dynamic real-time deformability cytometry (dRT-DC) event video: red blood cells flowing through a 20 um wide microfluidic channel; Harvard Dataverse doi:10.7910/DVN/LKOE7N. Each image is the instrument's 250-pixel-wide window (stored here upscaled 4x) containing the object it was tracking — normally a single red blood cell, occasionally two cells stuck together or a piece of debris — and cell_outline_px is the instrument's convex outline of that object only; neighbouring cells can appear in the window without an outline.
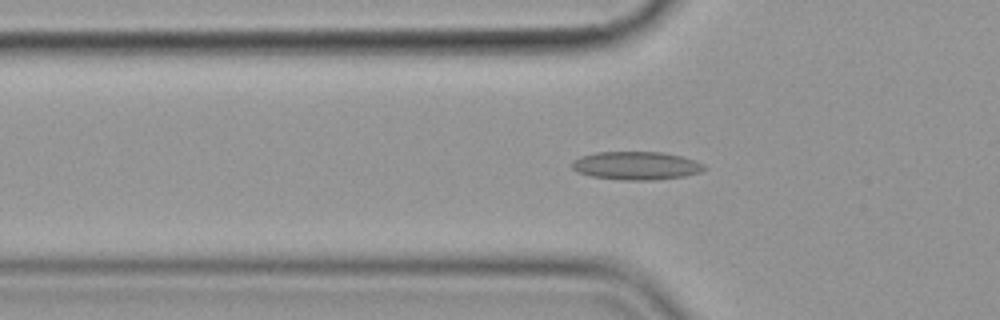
{"species": "common noctule bat (a hibernating species)", "species_latin": "Nyctalus noctula", "temperature_condition": "cold", "stored_images_in_passage": 52, "camera_frame_rate_fps": 3000, "um_per_image_px": 0.085, "animal": {"sex": "female", "body_mass_g": 19.9}, "frame": {"image": 1, "passage_image": 19, "time_ms": 6.0, "image_size_px": [1000, 320], "cell_outline_px": [[708, 168], [700, 172], [684, 176], [656, 180], [624, 180], [592, 176], [576, 172], [572, 168], [572, 160], [580, 156], [596, 152], [660, 152], [680, 156], [696, 160], [704, 164]], "centroid_in_image_um": [54.08, 14.08], "position_along_channel_um": 71.7, "area_um2": 21.85}}
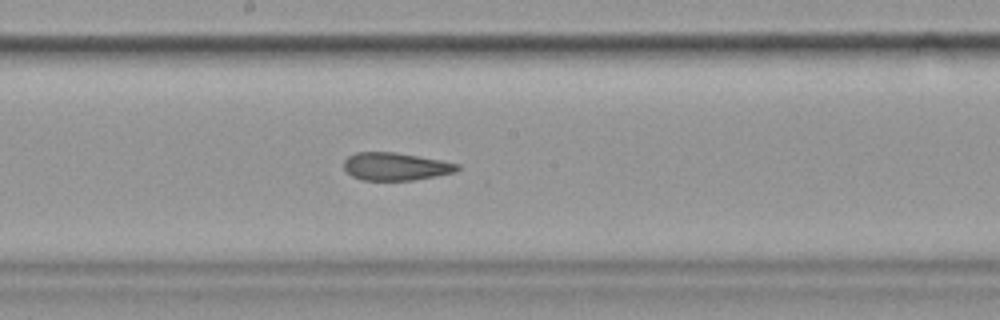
{"frame": {"image": 2, "passage_image": 31, "time_ms": 10.0, "image_size_px": [1000, 320], "cell_outline_px": [[460, 168], [456, 172], [436, 176], [412, 180], [364, 180], [352, 176], [344, 168], [344, 160], [348, 156], [356, 152], [396, 152], [440, 160], [460, 164]], "centroid_in_image_um": [33.63, 14.15], "position_along_channel_um": 214.6, "area_um2": 18.32}}
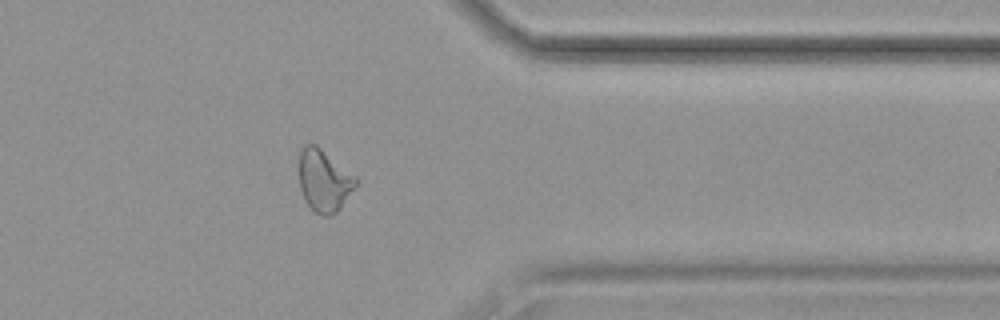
{"frame": {"image": 3, "passage_image": 46, "time_ms": 15.0, "image_size_px": [1000, 320], "cell_outline_px": [[356, 184], [340, 208], [332, 216], [324, 216], [316, 212], [308, 204], [300, 188], [300, 152], [304, 144], [316, 144], [356, 176]], "centroid_in_image_um": [27.54, 15.33], "position_along_channel_um": 383.9, "area_um2": 20.11}}